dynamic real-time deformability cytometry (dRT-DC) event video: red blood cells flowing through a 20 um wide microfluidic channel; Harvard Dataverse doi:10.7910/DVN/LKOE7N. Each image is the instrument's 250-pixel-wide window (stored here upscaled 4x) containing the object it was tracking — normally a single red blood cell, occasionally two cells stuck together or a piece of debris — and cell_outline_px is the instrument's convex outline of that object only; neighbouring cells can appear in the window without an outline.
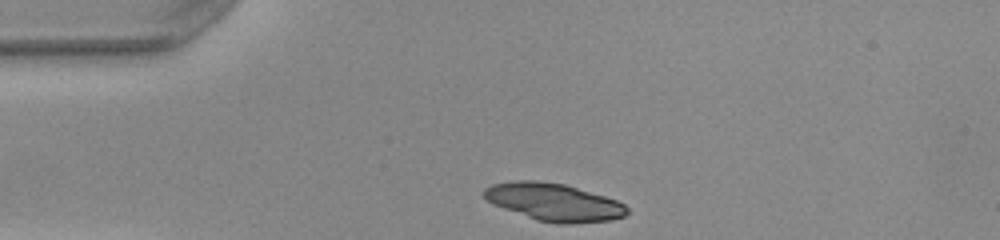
{"species": "common noctule bat (a hibernating species)", "species_latin": "Nyctalus noctula", "temperature_condition": "warm", "stored_images_in_passage": 30, "camera_frame_rate_fps": 3000, "um_per_image_px": 0.085, "animal": {"sex": "female", "body_mass_g": 22.0, "forearm_length_mm": 56.7}, "frame": {"image": 1, "passage_image": 1, "time_ms": 0.0, "image_size_px": [1000, 240], "cell_outline_px": [[628, 212], [624, 216], [612, 220], [572, 224], [556, 224], [536, 220], [492, 204], [484, 196], [484, 188], [492, 184], [516, 180], [536, 180], [564, 184], [604, 196], [616, 200], [624, 204], [628, 208]], "centroid_in_image_um": [47.08, 17.19], "position_along_channel_um": 37.9, "area_um2": 31.33}}